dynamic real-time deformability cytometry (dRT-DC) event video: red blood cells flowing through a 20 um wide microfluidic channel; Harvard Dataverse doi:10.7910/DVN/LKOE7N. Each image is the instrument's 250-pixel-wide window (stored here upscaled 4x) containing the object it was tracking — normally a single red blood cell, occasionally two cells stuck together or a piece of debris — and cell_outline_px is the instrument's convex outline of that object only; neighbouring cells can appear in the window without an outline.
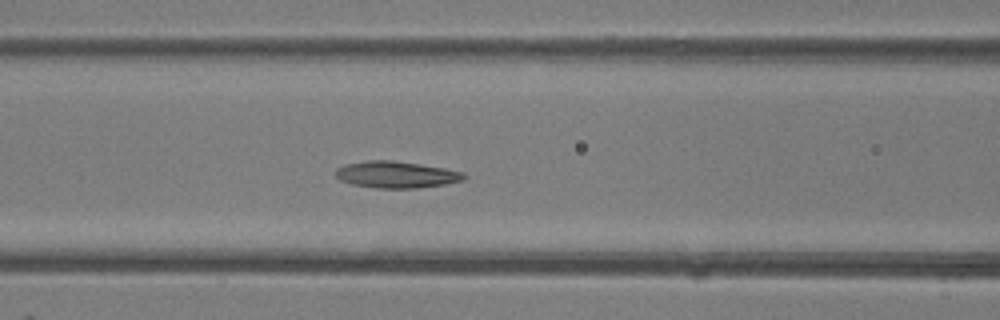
{"species": "common noctule bat (a hibernating species)", "species_latin": "Nyctalus noctula", "temperature_condition": "room temperature", "stored_images_in_passage": 42, "camera_frame_rate_fps": 3000, "um_per_image_px": 0.085, "animal": {"sex": "female"}, "frame": {"image": 1, "passage_image": 17, "time_ms": 5.333, "image_size_px": [1000, 320], "cell_outline_px": [[468, 176], [464, 180], [444, 184], [416, 188], [376, 188], [352, 184], [340, 180], [336, 176], [336, 168], [344, 164], [368, 160], [392, 160], [444, 168], [464, 172]], "centroid_in_image_um": [33.68, 14.84], "position_along_channel_um": 132.9, "area_um2": 19.94}}
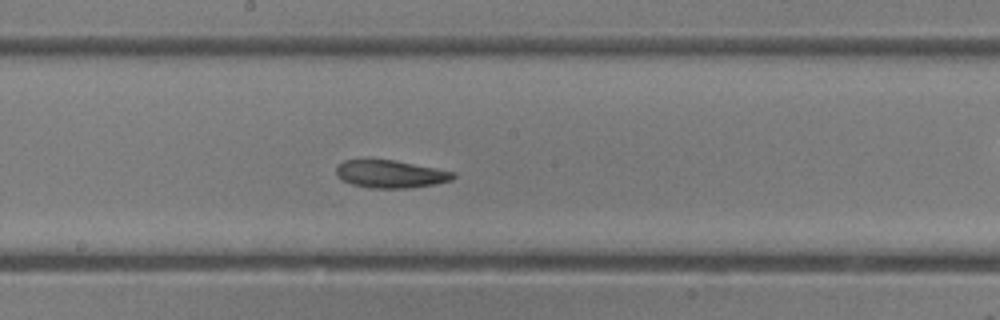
{"frame": {"image": 2, "passage_image": 22, "time_ms": 7.0, "image_size_px": [1000, 320], "cell_outline_px": [[456, 176], [452, 180], [436, 184], [412, 188], [372, 188], [352, 184], [336, 176], [336, 164], [344, 160], [364, 156], [396, 160], [456, 172]], "centroid_in_image_um": [33.14, 14.74], "position_along_channel_um": 215.1, "area_um2": 19.77}}
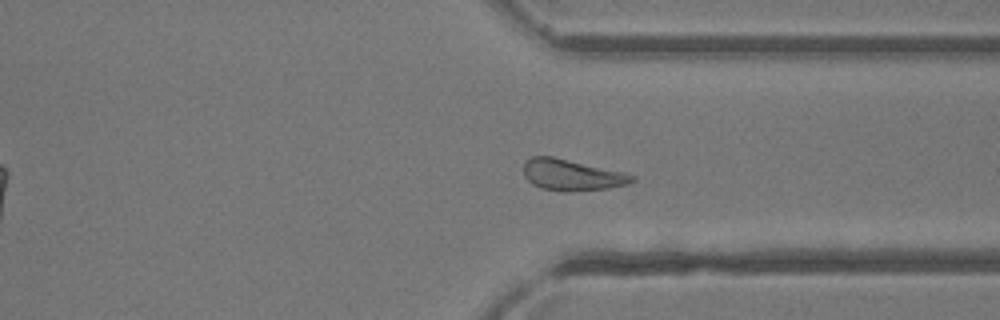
{"frame": {"image": 3, "passage_image": 31, "time_ms": 10.0, "image_size_px": [1000, 320], "cell_outline_px": [[636, 180], [628, 184], [608, 188], [564, 192], [540, 188], [532, 184], [524, 176], [524, 164], [532, 156], [552, 156], [624, 172], [636, 176]], "centroid_in_image_um": [48.61, 14.88], "position_along_channel_um": 362.8, "area_um2": 19.71}}